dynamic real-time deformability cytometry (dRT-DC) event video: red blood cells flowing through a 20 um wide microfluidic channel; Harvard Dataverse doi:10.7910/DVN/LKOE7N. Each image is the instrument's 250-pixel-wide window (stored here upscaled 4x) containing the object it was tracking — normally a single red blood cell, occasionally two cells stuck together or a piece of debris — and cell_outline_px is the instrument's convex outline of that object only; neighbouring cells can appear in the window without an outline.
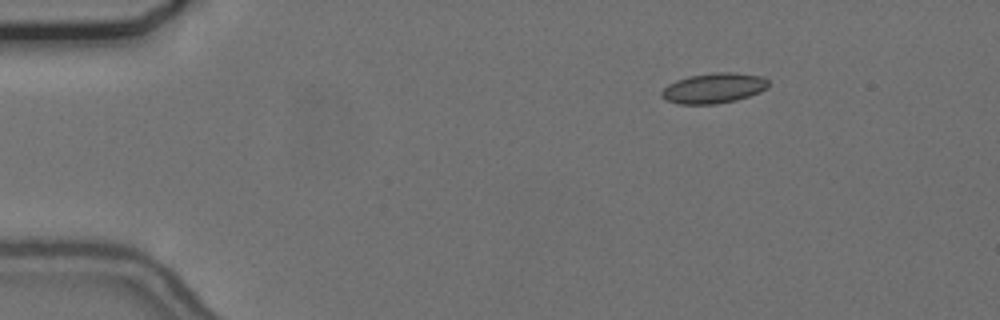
{"species": "common noctule bat (a hibernating species)", "species_latin": "Nyctalus noctula", "temperature_condition": "cold", "stored_images_in_passage": 48, "camera_frame_rate_fps": 3000, "um_per_image_px": 0.085, "animal": {"sex": "female", "body_mass_g": 24.6, "forearm_length_mm": 56.2}, "frame": {"image": 1, "passage_image": 1, "time_ms": 0.0, "image_size_px": [1000, 320], "cell_outline_px": [[768, 88], [760, 92], [736, 100], [716, 104], [676, 104], [660, 96], [660, 92], [668, 84], [676, 80], [688, 76], [716, 72], [732, 72], [760, 76], [768, 80]], "centroid_in_image_um": [60.64, 7.49], "position_along_channel_um": 24.4, "area_um2": 18.84}}
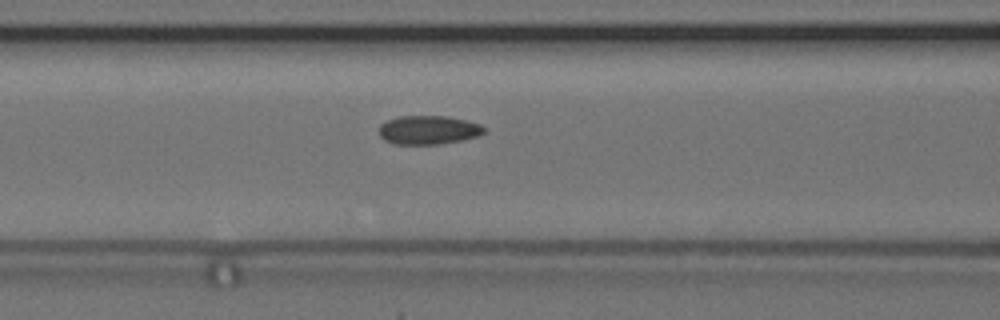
{"frame": {"image": 2, "passage_image": 16, "time_ms": 5.0, "image_size_px": [1000, 320], "cell_outline_px": [[484, 132], [480, 136], [460, 140], [436, 144], [392, 144], [384, 140], [380, 136], [380, 124], [388, 120], [400, 116], [448, 116], [468, 120], [480, 124], [484, 128]], "centroid_in_image_um": [36.42, 11.04], "position_along_channel_um": 130.2, "area_um2": 17.63}}
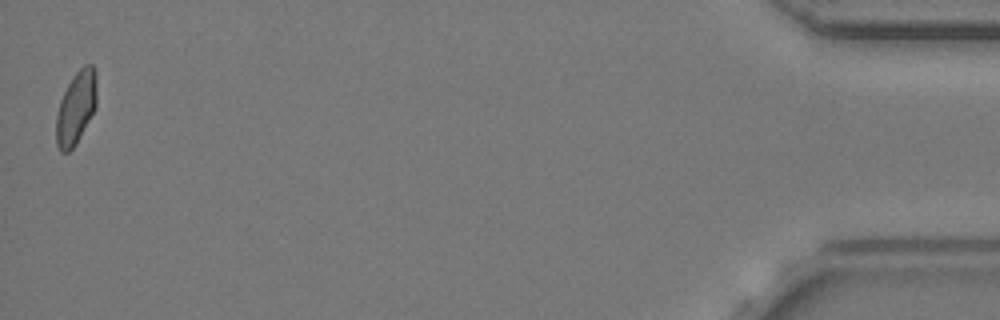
{"frame": {"image": 3, "passage_image": 48, "time_ms": 15.667, "image_size_px": [1000, 320], "cell_outline_px": [[96, 108], [76, 144], [68, 152], [60, 152], [56, 144], [56, 116], [60, 100], [72, 76], [84, 64], [92, 64], [96, 72]], "centroid_in_image_um": [6.46, 9.15], "position_along_channel_um": 428.7, "area_um2": 17.34}, "authors_computed_cell_mechanics": {"area_um2": 17.6579, "velocity_mm_per_s": 3.6803, "shape_relaxation_time_tau1_ms": null, "shape_relaxation_time_tau2_ms": 1.5109, "deformation_change_tau1": null, "deformation_change_tau2": 0.0511}}